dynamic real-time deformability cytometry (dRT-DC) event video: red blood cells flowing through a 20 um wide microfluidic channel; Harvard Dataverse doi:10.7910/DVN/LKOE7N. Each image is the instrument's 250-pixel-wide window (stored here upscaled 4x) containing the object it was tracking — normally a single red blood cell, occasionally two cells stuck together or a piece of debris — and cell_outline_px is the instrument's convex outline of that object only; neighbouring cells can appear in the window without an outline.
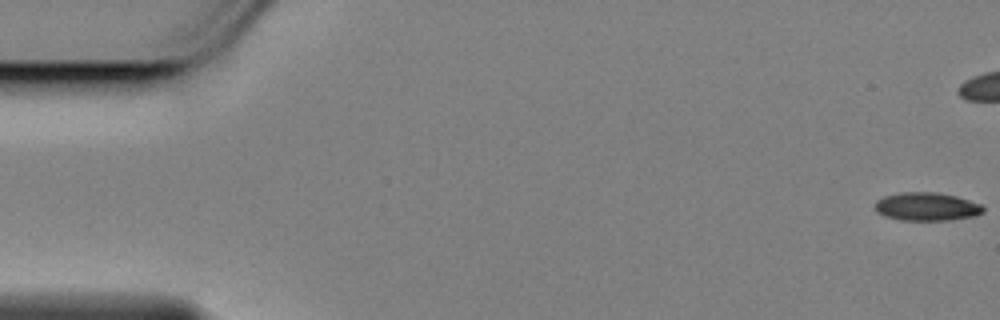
{"species": "Egyptian fruit bat (a non-hibernating species)", "species_latin": "Rousettus aegyptiacus", "temperature_condition": "cold", "stored_images_in_passage": 59, "camera_frame_rate_fps": 3000, "um_per_image_px": 0.085, "animal": {"sex": "female"}, "frame": {"image": 1, "passage_image": 1, "time_ms": 0.0, "image_size_px": [1000, 320], "cell_outline_px": [[984, 212], [976, 216], [952, 220], [900, 220], [884, 216], [876, 212], [876, 200], [884, 196], [900, 192], [936, 192], [956, 196], [980, 204], [984, 208]], "centroid_in_image_um": [78.77, 17.57], "position_along_channel_um": 6.2, "area_um2": 17.92}}
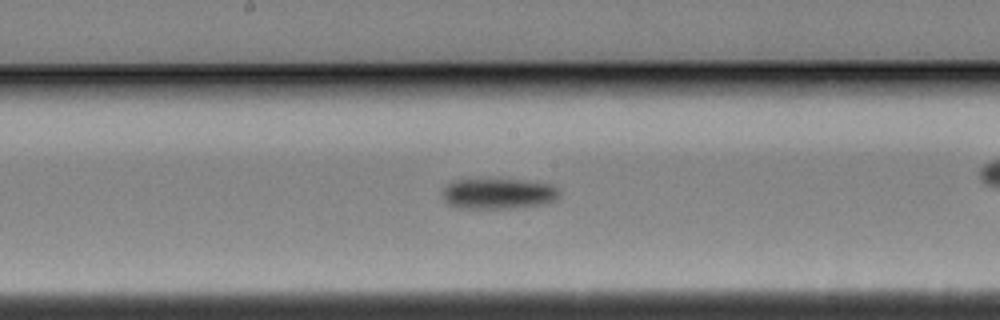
{"frame": {"image": 2, "passage_image": 30, "time_ms": 9.667, "image_size_px": [1000, 320], "cell_outline_px": [[560, 192], [552, 200], [540, 204], [508, 208], [456, 208], [448, 204], [444, 200], [444, 188], [448, 184], [456, 180], [524, 180], [552, 184]], "centroid_in_image_um": [42.32, 16.46], "position_along_channel_um": 205.9, "area_um2": 20.35}}
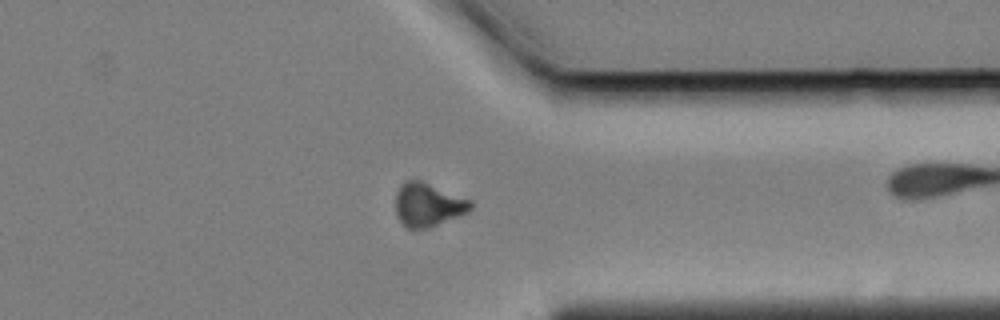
{"frame": {"image": 3, "passage_image": 45, "time_ms": 14.667, "image_size_px": [1000, 320], "cell_outline_px": [[472, 208], [468, 212], [428, 228], [408, 228], [400, 220], [396, 212], [396, 192], [400, 184], [404, 180], [420, 180], [472, 200]], "centroid_in_image_um": [36.38, 17.38], "position_along_channel_um": 375.0, "area_um2": 18.9}, "authors_computed_cell_mechanics": {"area_um2": 19.1318, "velocity_mm_per_s": 3.4637, "shape_relaxation_time_tau1_ms": 2.6242, "shape_relaxation_time_tau2_ms": null, "deformation_change_tau1": 0.1066, "deformation_change_tau2": null}}